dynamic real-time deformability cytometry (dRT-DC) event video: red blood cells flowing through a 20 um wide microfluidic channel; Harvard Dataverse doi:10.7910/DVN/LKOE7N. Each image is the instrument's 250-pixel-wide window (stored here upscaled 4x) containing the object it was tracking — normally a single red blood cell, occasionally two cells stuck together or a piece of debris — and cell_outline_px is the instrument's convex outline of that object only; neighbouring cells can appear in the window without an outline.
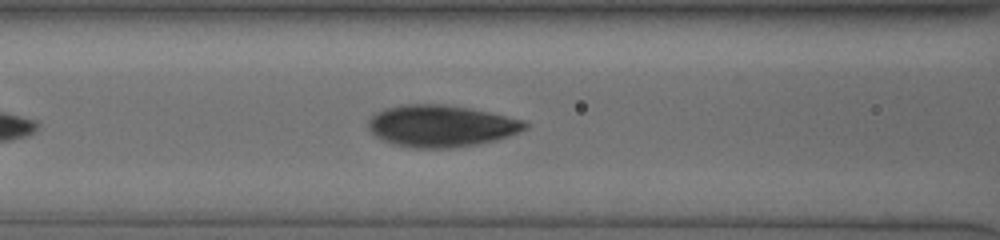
{"species": "human", "species_latin": "Homo sapiens", "temperature_condition": "cold", "stored_images_in_passage": 39, "camera_frame_rate_fps": 3000, "um_per_image_px": 0.085, "donor": {"sex": "male"}, "frame": {"image": 1, "passage_image": 9, "time_ms": 2.667, "image_size_px": [1000, 240], "cell_outline_px": [[528, 128], [508, 136], [496, 140], [480, 144], [452, 148], [412, 148], [392, 144], [376, 136], [368, 128], [368, 120], [376, 112], [384, 108], [400, 104], [444, 104], [468, 108], [504, 116], [520, 120], [528, 124]], "centroid_in_image_um": [37.44, 10.71], "position_along_channel_um": 129.2, "area_um2": 38.09}}
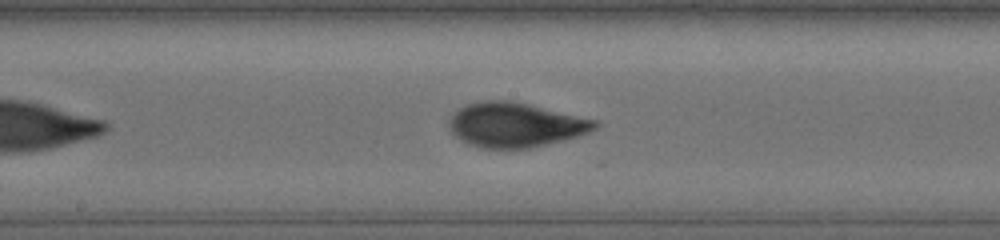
{"frame": {"image": 2, "passage_image": 15, "time_ms": 4.667, "image_size_px": [1000, 240], "cell_outline_px": [[600, 124], [596, 128], [588, 132], [564, 140], [532, 148], [480, 148], [468, 144], [460, 140], [448, 128], [448, 120], [460, 108], [468, 104], [484, 100], [508, 100], [528, 104], [596, 120]], "centroid_in_image_um": [43.78, 10.62], "position_along_channel_um": 204.4, "area_um2": 37.69}}
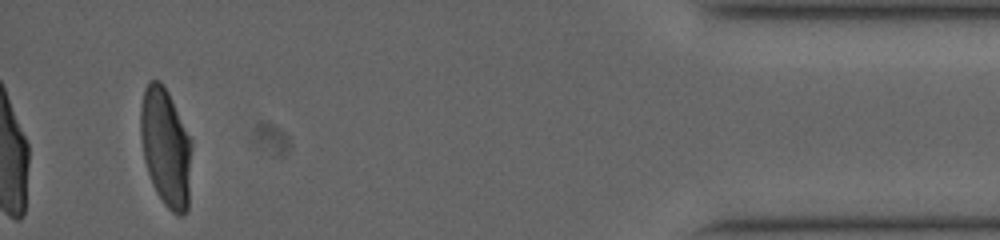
{"frame": {"image": 3, "passage_image": 37, "time_ms": 12.0, "image_size_px": [1000, 240], "cell_outline_px": [[192, 148], [188, 212], [180, 216], [176, 216], [164, 204], [156, 192], [152, 184], [144, 160], [140, 136], [140, 108], [144, 88], [148, 80], [160, 80], [164, 84], [192, 140]], "centroid_in_image_um": [14.09, 12.53], "position_along_channel_um": 421.1, "area_um2": 35.89}, "authors_computed_cell_mechanics": {"area_um2": 37.1076, "velocity_mm_per_s": 3.7618, "shape_relaxation_time_tau1_ms": 5.3988, "shape_relaxation_time_tau2_ms": 0.8127, "deformation_change_tau1": 0.1616, "deformation_change_tau2": 0.0417}}